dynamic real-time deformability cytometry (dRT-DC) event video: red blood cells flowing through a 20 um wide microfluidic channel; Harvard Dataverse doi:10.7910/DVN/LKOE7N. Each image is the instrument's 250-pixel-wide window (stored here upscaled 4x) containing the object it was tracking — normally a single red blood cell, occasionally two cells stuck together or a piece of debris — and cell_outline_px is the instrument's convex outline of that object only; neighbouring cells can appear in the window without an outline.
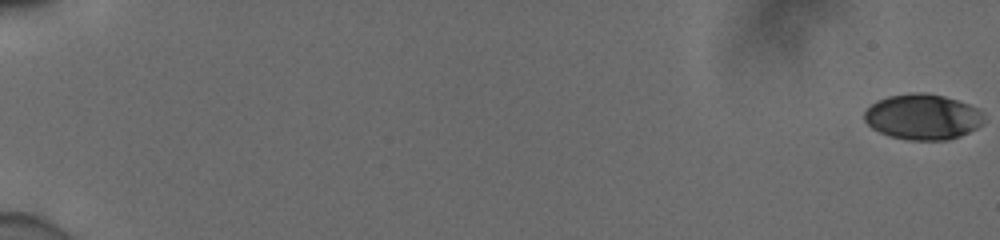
{"species": "human", "species_latin": "Homo sapiens", "temperature_condition": "cold", "stored_images_in_passage": 15, "camera_frame_rate_fps": 3000, "um_per_image_px": 0.085, "donor": {"sex": "male"}, "frame": {"image": 1, "passage_image": 1, "time_ms": 0.0, "image_size_px": [1000, 240], "cell_outline_px": [[984, 120], [976, 128], [960, 136], [948, 140], [908, 140], [892, 136], [880, 132], [872, 128], [864, 120], [864, 112], [876, 100], [888, 96], [912, 92], [924, 92], [944, 96], [968, 104], [984, 112]], "centroid_in_image_um": [78.42, 9.92], "position_along_channel_um": 6.6, "area_um2": 31.73}}